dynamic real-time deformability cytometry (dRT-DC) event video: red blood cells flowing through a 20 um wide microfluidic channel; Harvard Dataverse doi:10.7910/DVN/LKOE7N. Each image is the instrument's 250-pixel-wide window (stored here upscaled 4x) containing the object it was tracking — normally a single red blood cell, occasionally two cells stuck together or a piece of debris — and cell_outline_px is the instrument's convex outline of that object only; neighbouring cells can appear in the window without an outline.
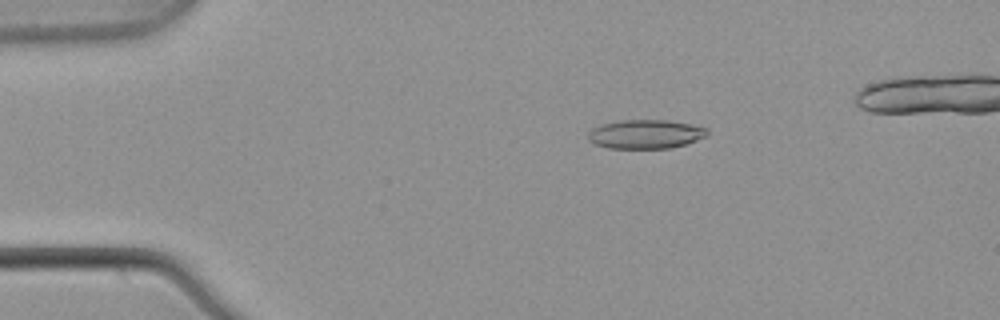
{"species": "common noctule bat (a hibernating species)", "species_latin": "Nyctalus noctula", "temperature_condition": "warm", "stored_images_in_passage": 49, "camera_frame_rate_fps": 3000, "um_per_image_px": 0.085, "animal": {"sex": "male", "body_mass_g": 21.5, "forearm_length_mm": 52.0}, "frame": {"image": 1, "passage_image": 10, "time_ms": 3.0, "image_size_px": [1000, 320], "cell_outline_px": [[708, 136], [684, 144], [668, 148], [608, 148], [596, 144], [588, 140], [588, 132], [592, 128], [600, 124], [620, 120], [668, 120], [692, 124], [708, 128]], "centroid_in_image_um": [54.87, 11.39], "position_along_channel_um": 30.1, "area_um2": 20.17}}
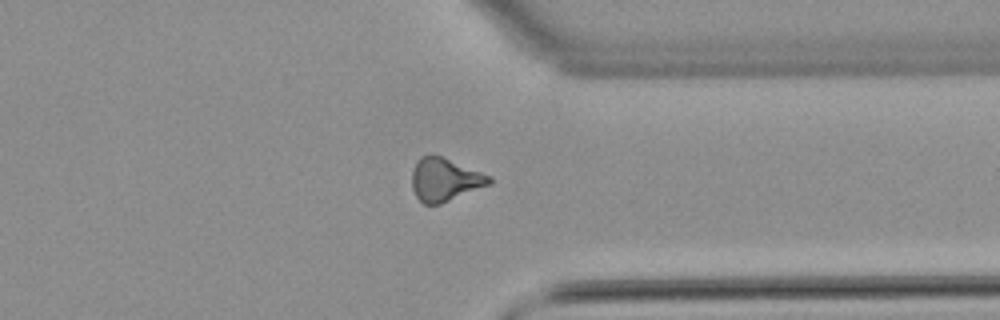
{"frame": {"image": 2, "passage_image": 41, "time_ms": 13.333, "image_size_px": [1000, 320], "cell_outline_px": [[492, 184], [440, 204], [424, 204], [416, 196], [412, 188], [412, 172], [416, 160], [420, 156], [440, 156], [492, 176]], "centroid_in_image_um": [37.82, 15.28], "position_along_channel_um": 373.6, "area_um2": 19.31}}
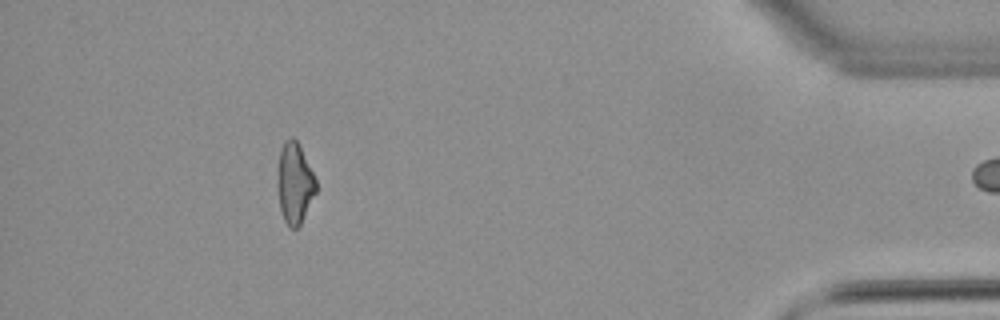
{"frame": {"image": 3, "passage_image": 48, "time_ms": 15.667, "image_size_px": [1000, 320], "cell_outline_px": [[316, 192], [300, 224], [296, 228], [288, 228], [284, 220], [280, 208], [276, 184], [280, 148], [284, 140], [292, 136], [300, 144], [316, 180]], "centroid_in_image_um": [25.02, 15.54], "position_along_channel_um": 410.2, "area_um2": 18.32}}